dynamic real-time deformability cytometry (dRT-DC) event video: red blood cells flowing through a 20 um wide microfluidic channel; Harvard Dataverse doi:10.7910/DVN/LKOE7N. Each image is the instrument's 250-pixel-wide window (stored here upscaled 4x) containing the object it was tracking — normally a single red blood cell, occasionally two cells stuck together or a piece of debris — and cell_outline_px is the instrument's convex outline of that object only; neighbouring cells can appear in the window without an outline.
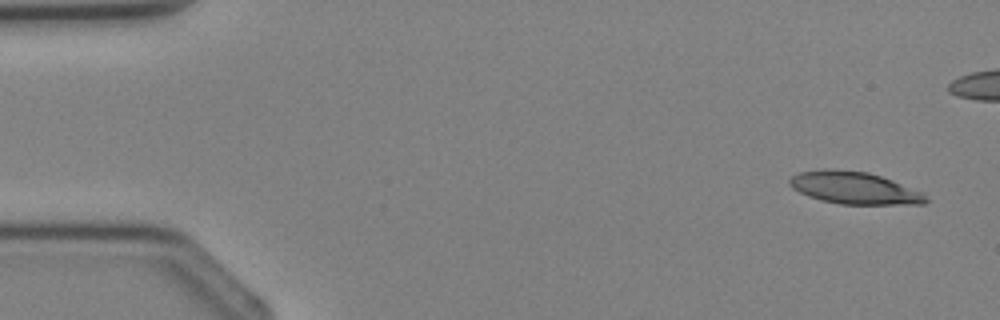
{"species": "Egyptian fruit bat (a non-hibernating species)", "species_latin": "Rousettus aegyptiacus", "temperature_condition": "cold", "stored_images_in_passage": 5, "camera_frame_rate_fps": 3000, "um_per_image_px": 0.085, "animal": {"sex": "female"}, "frame": {"image": 1, "passage_image": 1, "time_ms": 0.0, "image_size_px": [1000, 320], "cell_outline_px": [[928, 200], [924, 204], [840, 204], [820, 200], [808, 196], [792, 188], [788, 184], [788, 180], [792, 176], [800, 172], [824, 168], [868, 172], [892, 180], [924, 192]], "centroid_in_image_um": [72.61, 15.97], "position_along_channel_um": 12.4, "area_um2": 25.66}}
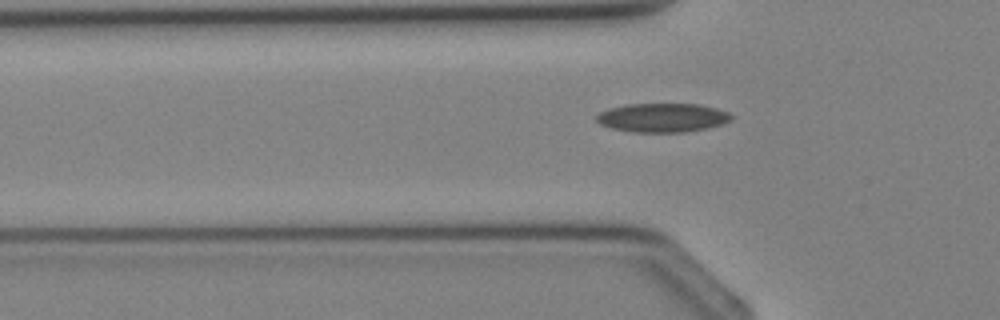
{"frame": {"image": 2, "passage_image": 5, "time_ms": 4.667, "image_size_px": [1000, 320], "cell_outline_px": [[732, 120], [708, 128], [684, 132], [632, 132], [612, 128], [600, 124], [596, 120], [596, 116], [600, 112], [608, 108], [628, 104], [700, 104], [716, 108], [728, 112], [732, 116]], "centroid_in_image_um": [56.3, 10.0], "position_along_channel_um": 69.5, "area_um2": 22.72}}